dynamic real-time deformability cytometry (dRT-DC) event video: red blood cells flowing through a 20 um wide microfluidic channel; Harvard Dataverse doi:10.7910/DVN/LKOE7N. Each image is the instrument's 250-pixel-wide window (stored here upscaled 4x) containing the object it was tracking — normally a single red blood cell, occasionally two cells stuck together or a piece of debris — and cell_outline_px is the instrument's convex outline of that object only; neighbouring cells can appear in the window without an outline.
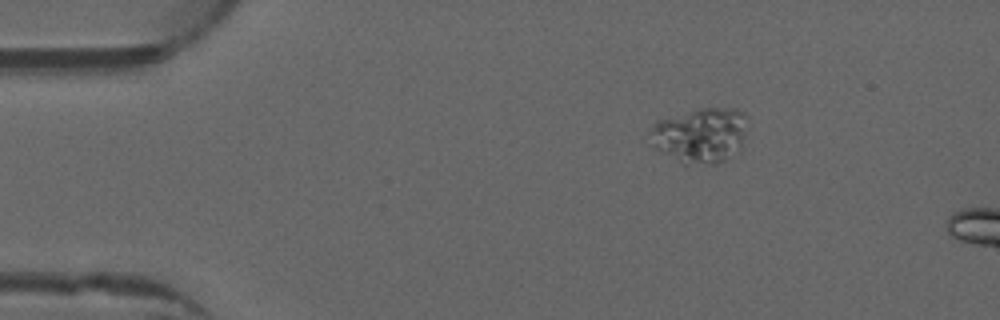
{"species": "common noctule bat (a hibernating species)", "species_latin": "Nyctalus noctula", "temperature_condition": "warm", "stored_images_in_passage": 4, "camera_frame_rate_fps": 3000, "um_per_image_px": 0.085, "animal": {"sex": "male", "forearm_length_mm": 52.5}, "frame": {"image": 1, "passage_image": 1, "time_ms": 0.0, "image_size_px": [1000, 320], "cell_outline_px": [[748, 116], [744, 136], [740, 148], [724, 160], [684, 164], [680, 164], [660, 152], [652, 144], [652, 128], [656, 120], [700, 108], [736, 108], [744, 112]], "centroid_in_image_um": [59.53, 11.46], "position_along_channel_um": 25.5, "area_um2": 30.92}}